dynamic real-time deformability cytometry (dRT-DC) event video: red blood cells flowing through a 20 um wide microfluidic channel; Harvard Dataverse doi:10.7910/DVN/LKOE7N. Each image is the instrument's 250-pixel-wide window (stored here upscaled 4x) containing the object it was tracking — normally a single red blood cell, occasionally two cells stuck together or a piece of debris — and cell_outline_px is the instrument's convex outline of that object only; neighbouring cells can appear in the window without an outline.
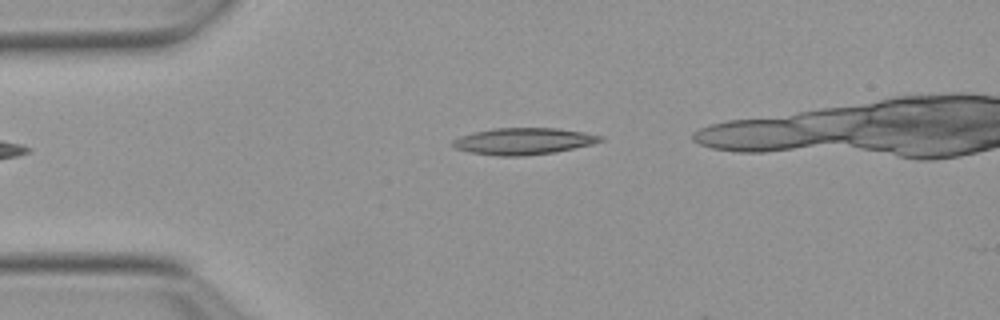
{"species": "Egyptian fruit bat (a non-hibernating species)", "species_latin": "Rousettus aegyptiacus", "temperature_condition": "warm", "stored_images_in_passage": 4, "camera_frame_rate_fps": 3000, "um_per_image_px": 0.085, "animal": {"sex": "female"}, "frame": {"image": 1, "passage_image": 1, "time_ms": 0.0, "image_size_px": [1000, 320], "cell_outline_px": [[604, 140], [592, 144], [556, 152], [524, 156], [496, 156], [468, 152], [456, 148], [452, 144], [452, 140], [460, 136], [476, 132], [496, 128], [556, 128], [584, 132], [604, 136]], "centroid_in_image_um": [44.51, 12.01], "position_along_channel_um": 40.5, "area_um2": 22.95}}